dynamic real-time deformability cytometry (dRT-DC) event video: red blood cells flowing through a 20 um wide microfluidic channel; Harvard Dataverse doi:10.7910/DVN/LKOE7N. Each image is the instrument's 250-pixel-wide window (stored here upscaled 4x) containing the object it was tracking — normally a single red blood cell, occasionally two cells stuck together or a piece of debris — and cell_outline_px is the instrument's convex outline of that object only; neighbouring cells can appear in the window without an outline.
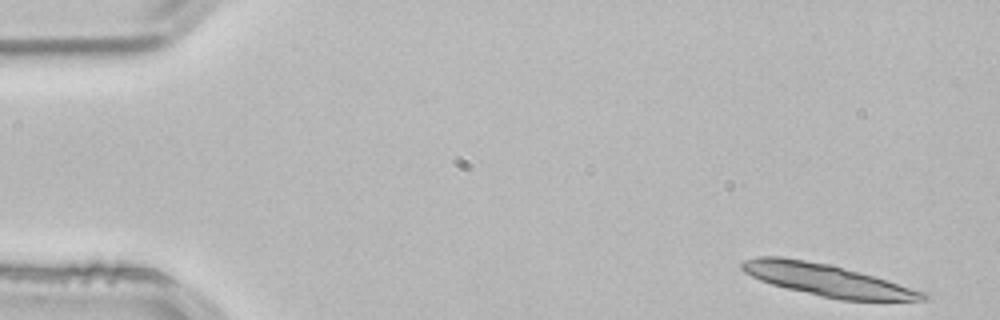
{"species": "common noctule bat (a hibernating species)", "species_latin": "Nyctalus noctula", "temperature_condition": "room temperature", "stored_images_in_passage": 14, "camera_frame_rate_fps": 3000, "um_per_image_px": 0.085, "animal": {"sex": "male", "body_mass_g": 21.5, "forearm_length_mm": 52.0}, "frame": {"image": 1, "passage_image": 1, "time_ms": 0.0, "image_size_px": [1000, 320], "cell_outline_px": [[932, 300], [840, 300], [820, 296], [772, 284], [760, 280], [744, 272], [740, 268], [740, 264], [744, 260], [756, 256], [780, 256], [832, 264], [876, 276], [928, 292]], "centroid_in_image_um": [70.37, 23.8], "position_along_channel_um": 14.6, "area_um2": 34.1}}